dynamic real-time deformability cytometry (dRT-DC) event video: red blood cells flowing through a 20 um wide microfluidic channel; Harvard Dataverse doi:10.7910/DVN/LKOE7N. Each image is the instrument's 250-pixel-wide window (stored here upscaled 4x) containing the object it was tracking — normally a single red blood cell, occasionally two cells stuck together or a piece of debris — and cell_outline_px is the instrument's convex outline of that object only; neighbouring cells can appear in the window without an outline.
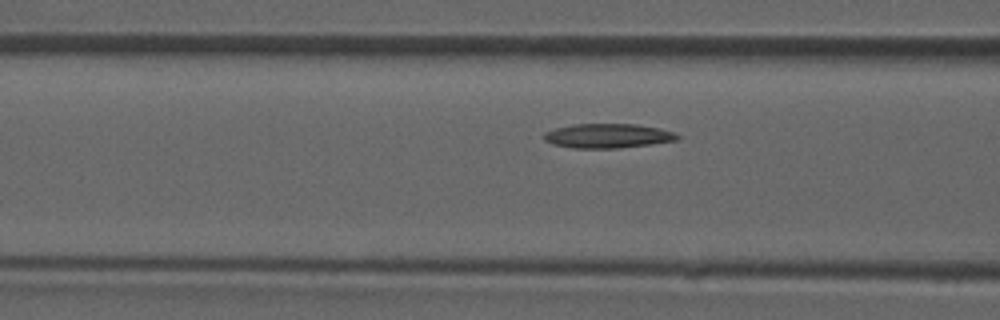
{"species": "common noctule bat (a hibernating species)", "species_latin": "Nyctalus noctula", "temperature_condition": "room temperature", "stored_images_in_passage": 13, "camera_frame_rate_fps": 3000, "um_per_image_px": 0.085, "animal": {"sex": "male", "forearm_length_mm": 52.5}, "frame": {"image": 1, "passage_image": 11, "time_ms": 3.333, "image_size_px": [1000, 320], "cell_outline_px": [[680, 136], [676, 140], [620, 148], [576, 148], [552, 144], [544, 140], [544, 132], [556, 128], [576, 124], [636, 124], [660, 128], [676, 132]], "centroid_in_image_um": [51.67, 11.54], "position_along_channel_um": 114.9, "area_um2": 18.84}}